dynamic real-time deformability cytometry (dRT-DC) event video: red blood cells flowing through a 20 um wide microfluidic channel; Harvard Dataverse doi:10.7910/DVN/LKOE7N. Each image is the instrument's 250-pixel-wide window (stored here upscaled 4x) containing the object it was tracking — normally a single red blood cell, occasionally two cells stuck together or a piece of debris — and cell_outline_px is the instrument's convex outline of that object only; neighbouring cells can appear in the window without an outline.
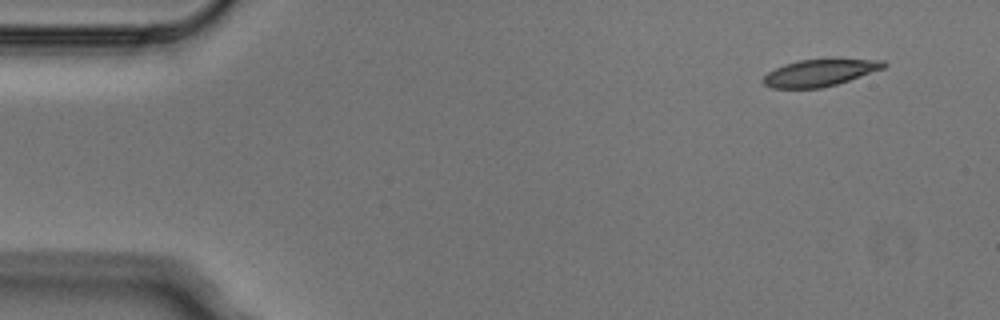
{"species": "Egyptian fruit bat (a non-hibernating species)", "species_latin": "Rousettus aegyptiacus", "temperature_condition": "cold", "stored_images_in_passage": 4, "camera_frame_rate_fps": 3000, "um_per_image_px": 0.085, "animal": {"sex": "male"}, "frame": {"image": 1, "passage_image": 1, "time_ms": 0.0, "image_size_px": [1000, 320], "cell_outline_px": [[888, 64], [884, 68], [836, 84], [820, 88], [772, 88], [764, 84], [760, 80], [768, 72], [784, 64], [800, 60], [884, 60]], "centroid_in_image_um": [69.63, 6.2], "position_along_channel_um": 15.4, "area_um2": 18.44}}
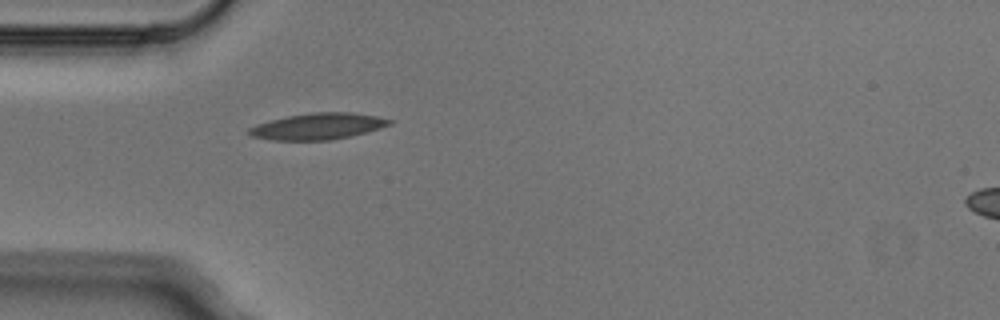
{"frame": {"image": 2, "passage_image": 4, "time_ms": 1.0, "image_size_px": [1000, 320], "cell_outline_px": [[392, 124], [380, 128], [348, 136], [328, 140], [272, 140], [252, 136], [248, 132], [248, 128], [256, 124], [288, 116], [312, 112], [352, 112], [376, 116], [392, 120]], "centroid_in_image_um": [27.01, 10.73], "position_along_channel_um": 58.0, "area_um2": 21.27}}